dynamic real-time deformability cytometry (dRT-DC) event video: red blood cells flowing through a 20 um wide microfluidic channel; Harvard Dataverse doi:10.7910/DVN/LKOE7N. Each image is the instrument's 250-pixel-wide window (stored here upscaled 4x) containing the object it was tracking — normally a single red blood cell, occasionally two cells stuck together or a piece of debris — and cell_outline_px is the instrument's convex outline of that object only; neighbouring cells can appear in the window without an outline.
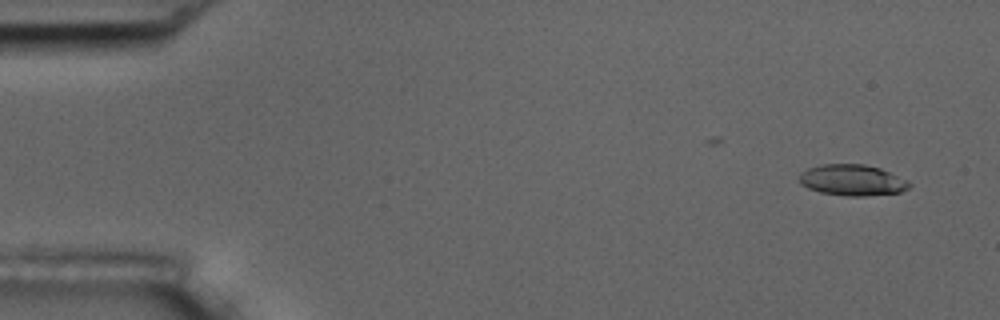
{"species": "common noctule bat (a hibernating species)", "species_latin": "Nyctalus noctula", "temperature_condition": "room temperature", "stored_images_in_passage": 6, "camera_frame_rate_fps": 3000, "um_per_image_px": 0.085, "animal": {"sex": "male", "body_mass_g": 17.5, "forearm_length_mm": 52.3}, "frame": {"image": 1, "passage_image": 2, "time_ms": 0.333, "image_size_px": [1000, 320], "cell_outline_px": [[912, 184], [908, 188], [900, 192], [864, 196], [848, 196], [820, 192], [808, 188], [800, 184], [800, 172], [808, 168], [824, 164], [864, 164], [880, 168], [908, 180]], "centroid_in_image_um": [72.45, 15.31], "position_along_channel_um": 12.6, "area_um2": 19.88}}
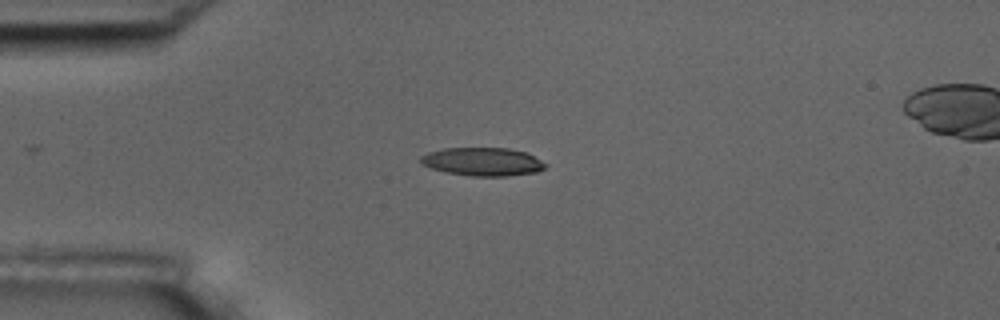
{"frame": {"image": 2, "passage_image": 5, "time_ms": 1.333, "image_size_px": [1000, 320], "cell_outline_px": [[548, 164], [544, 168], [536, 172], [508, 176], [468, 176], [444, 172], [420, 164], [420, 156], [428, 152], [444, 148], [508, 148], [524, 152]], "centroid_in_image_um": [40.98, 13.75], "position_along_channel_um": 44.0, "area_um2": 20.58}}